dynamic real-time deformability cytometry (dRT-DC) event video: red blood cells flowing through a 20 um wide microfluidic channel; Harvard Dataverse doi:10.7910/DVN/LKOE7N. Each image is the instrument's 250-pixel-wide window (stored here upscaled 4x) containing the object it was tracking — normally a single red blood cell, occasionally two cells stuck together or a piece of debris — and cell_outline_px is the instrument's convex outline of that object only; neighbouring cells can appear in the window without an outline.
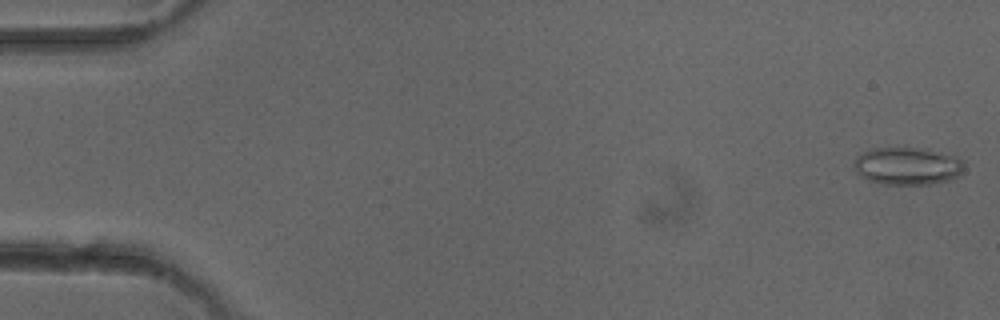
{"species": "common noctule bat (a hibernating species)", "species_latin": "Nyctalus noctula", "temperature_condition": "cold", "stored_images_in_passage": 4, "camera_frame_rate_fps": 3000, "um_per_image_px": 0.085, "animal": {"sex": "female"}, "frame": {"image": 1, "passage_image": 1, "time_ms": 0.0, "image_size_px": [1000, 320], "cell_outline_px": [[964, 168], [952, 180], [932, 184], [884, 184], [868, 180], [860, 176], [856, 172], [852, 164], [852, 160], [856, 156], [868, 148], [928, 148], [956, 156], [964, 160]], "centroid_in_image_um": [77.11, 14.1], "position_along_channel_um": 7.9, "area_um2": 24.62}}